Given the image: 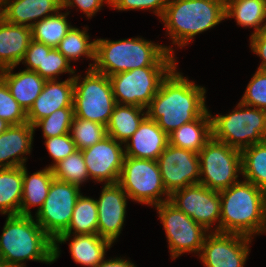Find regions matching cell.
Returning a JSON list of instances; mask_svg holds the SVG:
<instances>
[{
	"label": "cell",
	"mask_w": 266,
	"mask_h": 267,
	"mask_svg": "<svg viewBox=\"0 0 266 267\" xmlns=\"http://www.w3.org/2000/svg\"><path fill=\"white\" fill-rule=\"evenodd\" d=\"M206 89L177 71L163 80L159 91L146 107L147 117L169 135L185 123L196 120L207 110Z\"/></svg>",
	"instance_id": "obj_1"
},
{
	"label": "cell",
	"mask_w": 266,
	"mask_h": 267,
	"mask_svg": "<svg viewBox=\"0 0 266 267\" xmlns=\"http://www.w3.org/2000/svg\"><path fill=\"white\" fill-rule=\"evenodd\" d=\"M95 41V63L89 64L88 69L108 77L136 68L178 65L172 46L139 37L115 41L97 38Z\"/></svg>",
	"instance_id": "obj_2"
},
{
	"label": "cell",
	"mask_w": 266,
	"mask_h": 267,
	"mask_svg": "<svg viewBox=\"0 0 266 267\" xmlns=\"http://www.w3.org/2000/svg\"><path fill=\"white\" fill-rule=\"evenodd\" d=\"M219 232L251 237L266 233V193L248 181L219 191Z\"/></svg>",
	"instance_id": "obj_3"
},
{
	"label": "cell",
	"mask_w": 266,
	"mask_h": 267,
	"mask_svg": "<svg viewBox=\"0 0 266 267\" xmlns=\"http://www.w3.org/2000/svg\"><path fill=\"white\" fill-rule=\"evenodd\" d=\"M0 259L11 267L24 261L54 263V241L33 216L8 215L0 235Z\"/></svg>",
	"instance_id": "obj_4"
},
{
	"label": "cell",
	"mask_w": 266,
	"mask_h": 267,
	"mask_svg": "<svg viewBox=\"0 0 266 267\" xmlns=\"http://www.w3.org/2000/svg\"><path fill=\"white\" fill-rule=\"evenodd\" d=\"M225 19V0H168L161 17L172 45L180 48Z\"/></svg>",
	"instance_id": "obj_5"
},
{
	"label": "cell",
	"mask_w": 266,
	"mask_h": 267,
	"mask_svg": "<svg viewBox=\"0 0 266 267\" xmlns=\"http://www.w3.org/2000/svg\"><path fill=\"white\" fill-rule=\"evenodd\" d=\"M211 116L212 138L242 151L266 140V111L242 104L225 115Z\"/></svg>",
	"instance_id": "obj_6"
},
{
	"label": "cell",
	"mask_w": 266,
	"mask_h": 267,
	"mask_svg": "<svg viewBox=\"0 0 266 267\" xmlns=\"http://www.w3.org/2000/svg\"><path fill=\"white\" fill-rule=\"evenodd\" d=\"M85 74L84 78L73 76L74 116L107 126L116 104L110 79L94 69H87Z\"/></svg>",
	"instance_id": "obj_7"
},
{
	"label": "cell",
	"mask_w": 266,
	"mask_h": 267,
	"mask_svg": "<svg viewBox=\"0 0 266 267\" xmlns=\"http://www.w3.org/2000/svg\"><path fill=\"white\" fill-rule=\"evenodd\" d=\"M118 184L136 203L156 206L170 198L155 160L125 157Z\"/></svg>",
	"instance_id": "obj_8"
},
{
	"label": "cell",
	"mask_w": 266,
	"mask_h": 267,
	"mask_svg": "<svg viewBox=\"0 0 266 267\" xmlns=\"http://www.w3.org/2000/svg\"><path fill=\"white\" fill-rule=\"evenodd\" d=\"M198 156L200 184L219 192L239 182V174L242 175L240 150L211 138Z\"/></svg>",
	"instance_id": "obj_9"
},
{
	"label": "cell",
	"mask_w": 266,
	"mask_h": 267,
	"mask_svg": "<svg viewBox=\"0 0 266 267\" xmlns=\"http://www.w3.org/2000/svg\"><path fill=\"white\" fill-rule=\"evenodd\" d=\"M176 66H149L109 76L115 102L146 108Z\"/></svg>",
	"instance_id": "obj_10"
},
{
	"label": "cell",
	"mask_w": 266,
	"mask_h": 267,
	"mask_svg": "<svg viewBox=\"0 0 266 267\" xmlns=\"http://www.w3.org/2000/svg\"><path fill=\"white\" fill-rule=\"evenodd\" d=\"M154 207L163 225L172 260L187 252L200 254L209 231L169 201Z\"/></svg>",
	"instance_id": "obj_11"
},
{
	"label": "cell",
	"mask_w": 266,
	"mask_h": 267,
	"mask_svg": "<svg viewBox=\"0 0 266 267\" xmlns=\"http://www.w3.org/2000/svg\"><path fill=\"white\" fill-rule=\"evenodd\" d=\"M80 190L77 185L54 178L42 207L35 212L34 219L53 241L67 230Z\"/></svg>",
	"instance_id": "obj_12"
},
{
	"label": "cell",
	"mask_w": 266,
	"mask_h": 267,
	"mask_svg": "<svg viewBox=\"0 0 266 267\" xmlns=\"http://www.w3.org/2000/svg\"><path fill=\"white\" fill-rule=\"evenodd\" d=\"M169 202L183 211L207 231L219 232L221 199L218 191L198 183L186 186L170 195Z\"/></svg>",
	"instance_id": "obj_13"
},
{
	"label": "cell",
	"mask_w": 266,
	"mask_h": 267,
	"mask_svg": "<svg viewBox=\"0 0 266 267\" xmlns=\"http://www.w3.org/2000/svg\"><path fill=\"white\" fill-rule=\"evenodd\" d=\"M252 238L240 234L209 232L198 255L204 267H244Z\"/></svg>",
	"instance_id": "obj_14"
},
{
	"label": "cell",
	"mask_w": 266,
	"mask_h": 267,
	"mask_svg": "<svg viewBox=\"0 0 266 267\" xmlns=\"http://www.w3.org/2000/svg\"><path fill=\"white\" fill-rule=\"evenodd\" d=\"M157 163L162 183L167 193L198 184L200 180V164L198 153L175 147L168 143Z\"/></svg>",
	"instance_id": "obj_15"
},
{
	"label": "cell",
	"mask_w": 266,
	"mask_h": 267,
	"mask_svg": "<svg viewBox=\"0 0 266 267\" xmlns=\"http://www.w3.org/2000/svg\"><path fill=\"white\" fill-rule=\"evenodd\" d=\"M123 143L106 136L100 142L82 150L89 178L104 184L118 183L125 150Z\"/></svg>",
	"instance_id": "obj_16"
},
{
	"label": "cell",
	"mask_w": 266,
	"mask_h": 267,
	"mask_svg": "<svg viewBox=\"0 0 266 267\" xmlns=\"http://www.w3.org/2000/svg\"><path fill=\"white\" fill-rule=\"evenodd\" d=\"M127 193L118 183L104 184L97 200L98 229L97 234L112 244L123 230L127 200Z\"/></svg>",
	"instance_id": "obj_17"
},
{
	"label": "cell",
	"mask_w": 266,
	"mask_h": 267,
	"mask_svg": "<svg viewBox=\"0 0 266 267\" xmlns=\"http://www.w3.org/2000/svg\"><path fill=\"white\" fill-rule=\"evenodd\" d=\"M74 81L70 76L64 81L47 80L40 95L27 112V121L34 125L56 110L73 108Z\"/></svg>",
	"instance_id": "obj_18"
},
{
	"label": "cell",
	"mask_w": 266,
	"mask_h": 267,
	"mask_svg": "<svg viewBox=\"0 0 266 267\" xmlns=\"http://www.w3.org/2000/svg\"><path fill=\"white\" fill-rule=\"evenodd\" d=\"M59 10H62V0H0L1 18L30 28Z\"/></svg>",
	"instance_id": "obj_19"
},
{
	"label": "cell",
	"mask_w": 266,
	"mask_h": 267,
	"mask_svg": "<svg viewBox=\"0 0 266 267\" xmlns=\"http://www.w3.org/2000/svg\"><path fill=\"white\" fill-rule=\"evenodd\" d=\"M168 143V135L156 121L146 117L137 131L124 143L125 157L157 161Z\"/></svg>",
	"instance_id": "obj_20"
},
{
	"label": "cell",
	"mask_w": 266,
	"mask_h": 267,
	"mask_svg": "<svg viewBox=\"0 0 266 267\" xmlns=\"http://www.w3.org/2000/svg\"><path fill=\"white\" fill-rule=\"evenodd\" d=\"M70 238V239H69ZM70 241L69 250L73 260L83 266L96 267L105 257L112 243L98 234L66 235L61 234L54 241V262L60 256L59 244Z\"/></svg>",
	"instance_id": "obj_21"
},
{
	"label": "cell",
	"mask_w": 266,
	"mask_h": 267,
	"mask_svg": "<svg viewBox=\"0 0 266 267\" xmlns=\"http://www.w3.org/2000/svg\"><path fill=\"white\" fill-rule=\"evenodd\" d=\"M33 125L26 122L10 125L0 134V168L26 166L25 154H30L33 146Z\"/></svg>",
	"instance_id": "obj_22"
},
{
	"label": "cell",
	"mask_w": 266,
	"mask_h": 267,
	"mask_svg": "<svg viewBox=\"0 0 266 267\" xmlns=\"http://www.w3.org/2000/svg\"><path fill=\"white\" fill-rule=\"evenodd\" d=\"M31 40L30 27L11 24L0 17V70L18 66Z\"/></svg>",
	"instance_id": "obj_23"
},
{
	"label": "cell",
	"mask_w": 266,
	"mask_h": 267,
	"mask_svg": "<svg viewBox=\"0 0 266 267\" xmlns=\"http://www.w3.org/2000/svg\"><path fill=\"white\" fill-rule=\"evenodd\" d=\"M12 66L0 70V77L5 81L11 95L27 113L45 85L44 80L36 71L20 70L14 73Z\"/></svg>",
	"instance_id": "obj_24"
},
{
	"label": "cell",
	"mask_w": 266,
	"mask_h": 267,
	"mask_svg": "<svg viewBox=\"0 0 266 267\" xmlns=\"http://www.w3.org/2000/svg\"><path fill=\"white\" fill-rule=\"evenodd\" d=\"M168 137L169 144L199 153L212 138L210 111L207 110L196 120L185 123Z\"/></svg>",
	"instance_id": "obj_25"
},
{
	"label": "cell",
	"mask_w": 266,
	"mask_h": 267,
	"mask_svg": "<svg viewBox=\"0 0 266 267\" xmlns=\"http://www.w3.org/2000/svg\"><path fill=\"white\" fill-rule=\"evenodd\" d=\"M54 179L53 170L45 167L29 176L26 166H23V194L20 205V215L32 216L31 207H42Z\"/></svg>",
	"instance_id": "obj_26"
},
{
	"label": "cell",
	"mask_w": 266,
	"mask_h": 267,
	"mask_svg": "<svg viewBox=\"0 0 266 267\" xmlns=\"http://www.w3.org/2000/svg\"><path fill=\"white\" fill-rule=\"evenodd\" d=\"M146 108L116 103L106 126L107 135L125 143L147 117Z\"/></svg>",
	"instance_id": "obj_27"
},
{
	"label": "cell",
	"mask_w": 266,
	"mask_h": 267,
	"mask_svg": "<svg viewBox=\"0 0 266 267\" xmlns=\"http://www.w3.org/2000/svg\"><path fill=\"white\" fill-rule=\"evenodd\" d=\"M225 17L242 27H253L254 35L266 27V0H225Z\"/></svg>",
	"instance_id": "obj_28"
},
{
	"label": "cell",
	"mask_w": 266,
	"mask_h": 267,
	"mask_svg": "<svg viewBox=\"0 0 266 267\" xmlns=\"http://www.w3.org/2000/svg\"><path fill=\"white\" fill-rule=\"evenodd\" d=\"M23 167L0 168V213L20 215Z\"/></svg>",
	"instance_id": "obj_29"
},
{
	"label": "cell",
	"mask_w": 266,
	"mask_h": 267,
	"mask_svg": "<svg viewBox=\"0 0 266 267\" xmlns=\"http://www.w3.org/2000/svg\"><path fill=\"white\" fill-rule=\"evenodd\" d=\"M98 229V208L96 200L84 196L82 193L77 199L73 210L72 219L66 235H90L97 234Z\"/></svg>",
	"instance_id": "obj_30"
},
{
	"label": "cell",
	"mask_w": 266,
	"mask_h": 267,
	"mask_svg": "<svg viewBox=\"0 0 266 267\" xmlns=\"http://www.w3.org/2000/svg\"><path fill=\"white\" fill-rule=\"evenodd\" d=\"M38 21L31 27L32 39L45 45L57 48L60 41L66 36L72 25L66 19L70 11L60 12Z\"/></svg>",
	"instance_id": "obj_31"
},
{
	"label": "cell",
	"mask_w": 266,
	"mask_h": 267,
	"mask_svg": "<svg viewBox=\"0 0 266 267\" xmlns=\"http://www.w3.org/2000/svg\"><path fill=\"white\" fill-rule=\"evenodd\" d=\"M242 154V176L266 193V140L244 148Z\"/></svg>",
	"instance_id": "obj_32"
},
{
	"label": "cell",
	"mask_w": 266,
	"mask_h": 267,
	"mask_svg": "<svg viewBox=\"0 0 266 267\" xmlns=\"http://www.w3.org/2000/svg\"><path fill=\"white\" fill-rule=\"evenodd\" d=\"M87 33V27L83 30L77 27H71L66 36L60 41L57 49L61 52L69 62L77 61L81 56L93 60L95 63L96 41H90Z\"/></svg>",
	"instance_id": "obj_33"
},
{
	"label": "cell",
	"mask_w": 266,
	"mask_h": 267,
	"mask_svg": "<svg viewBox=\"0 0 266 267\" xmlns=\"http://www.w3.org/2000/svg\"><path fill=\"white\" fill-rule=\"evenodd\" d=\"M70 135L77 150H84L107 136L106 126L78 117H73Z\"/></svg>",
	"instance_id": "obj_34"
},
{
	"label": "cell",
	"mask_w": 266,
	"mask_h": 267,
	"mask_svg": "<svg viewBox=\"0 0 266 267\" xmlns=\"http://www.w3.org/2000/svg\"><path fill=\"white\" fill-rule=\"evenodd\" d=\"M52 170L55 179L77 185L80 188L84 182L90 179L81 150H77L61 160Z\"/></svg>",
	"instance_id": "obj_35"
},
{
	"label": "cell",
	"mask_w": 266,
	"mask_h": 267,
	"mask_svg": "<svg viewBox=\"0 0 266 267\" xmlns=\"http://www.w3.org/2000/svg\"><path fill=\"white\" fill-rule=\"evenodd\" d=\"M35 71L46 81L59 79L58 76L66 72L73 76L76 74L71 63L57 48L45 44L43 68H37Z\"/></svg>",
	"instance_id": "obj_36"
},
{
	"label": "cell",
	"mask_w": 266,
	"mask_h": 267,
	"mask_svg": "<svg viewBox=\"0 0 266 267\" xmlns=\"http://www.w3.org/2000/svg\"><path fill=\"white\" fill-rule=\"evenodd\" d=\"M73 117V108H61L49 116L38 120L33 125V128L35 130L41 127L44 138L61 136L70 133Z\"/></svg>",
	"instance_id": "obj_37"
},
{
	"label": "cell",
	"mask_w": 266,
	"mask_h": 267,
	"mask_svg": "<svg viewBox=\"0 0 266 267\" xmlns=\"http://www.w3.org/2000/svg\"><path fill=\"white\" fill-rule=\"evenodd\" d=\"M0 118L10 125H20L27 121V113L11 95L5 81L0 77Z\"/></svg>",
	"instance_id": "obj_38"
},
{
	"label": "cell",
	"mask_w": 266,
	"mask_h": 267,
	"mask_svg": "<svg viewBox=\"0 0 266 267\" xmlns=\"http://www.w3.org/2000/svg\"><path fill=\"white\" fill-rule=\"evenodd\" d=\"M240 102L266 111V70H256Z\"/></svg>",
	"instance_id": "obj_39"
},
{
	"label": "cell",
	"mask_w": 266,
	"mask_h": 267,
	"mask_svg": "<svg viewBox=\"0 0 266 267\" xmlns=\"http://www.w3.org/2000/svg\"><path fill=\"white\" fill-rule=\"evenodd\" d=\"M44 139V143L49 152V155L54 160L53 164H49L48 166L51 169L61 160H64L66 157L77 151V148L71 138L70 133Z\"/></svg>",
	"instance_id": "obj_40"
},
{
	"label": "cell",
	"mask_w": 266,
	"mask_h": 267,
	"mask_svg": "<svg viewBox=\"0 0 266 267\" xmlns=\"http://www.w3.org/2000/svg\"><path fill=\"white\" fill-rule=\"evenodd\" d=\"M168 0H110V7L119 10H152L161 18L166 9Z\"/></svg>",
	"instance_id": "obj_41"
},
{
	"label": "cell",
	"mask_w": 266,
	"mask_h": 267,
	"mask_svg": "<svg viewBox=\"0 0 266 267\" xmlns=\"http://www.w3.org/2000/svg\"><path fill=\"white\" fill-rule=\"evenodd\" d=\"M43 60L44 43L32 39L21 60L22 64H26V70L35 71L37 68H43Z\"/></svg>",
	"instance_id": "obj_42"
},
{
	"label": "cell",
	"mask_w": 266,
	"mask_h": 267,
	"mask_svg": "<svg viewBox=\"0 0 266 267\" xmlns=\"http://www.w3.org/2000/svg\"><path fill=\"white\" fill-rule=\"evenodd\" d=\"M104 3L110 5V0H62V9L76 8L77 6L83 11V14L91 18L101 10Z\"/></svg>",
	"instance_id": "obj_43"
},
{
	"label": "cell",
	"mask_w": 266,
	"mask_h": 267,
	"mask_svg": "<svg viewBox=\"0 0 266 267\" xmlns=\"http://www.w3.org/2000/svg\"><path fill=\"white\" fill-rule=\"evenodd\" d=\"M250 47L262 59L257 69L266 70V27L250 36Z\"/></svg>",
	"instance_id": "obj_44"
},
{
	"label": "cell",
	"mask_w": 266,
	"mask_h": 267,
	"mask_svg": "<svg viewBox=\"0 0 266 267\" xmlns=\"http://www.w3.org/2000/svg\"><path fill=\"white\" fill-rule=\"evenodd\" d=\"M96 267H136V265L128 259H122L120 256L106 260L104 258Z\"/></svg>",
	"instance_id": "obj_45"
},
{
	"label": "cell",
	"mask_w": 266,
	"mask_h": 267,
	"mask_svg": "<svg viewBox=\"0 0 266 267\" xmlns=\"http://www.w3.org/2000/svg\"><path fill=\"white\" fill-rule=\"evenodd\" d=\"M9 126H10L9 123H7L5 120L0 118V134L5 132Z\"/></svg>",
	"instance_id": "obj_46"
},
{
	"label": "cell",
	"mask_w": 266,
	"mask_h": 267,
	"mask_svg": "<svg viewBox=\"0 0 266 267\" xmlns=\"http://www.w3.org/2000/svg\"><path fill=\"white\" fill-rule=\"evenodd\" d=\"M0 267H11V266H8L4 261L0 259Z\"/></svg>",
	"instance_id": "obj_47"
}]
</instances>
